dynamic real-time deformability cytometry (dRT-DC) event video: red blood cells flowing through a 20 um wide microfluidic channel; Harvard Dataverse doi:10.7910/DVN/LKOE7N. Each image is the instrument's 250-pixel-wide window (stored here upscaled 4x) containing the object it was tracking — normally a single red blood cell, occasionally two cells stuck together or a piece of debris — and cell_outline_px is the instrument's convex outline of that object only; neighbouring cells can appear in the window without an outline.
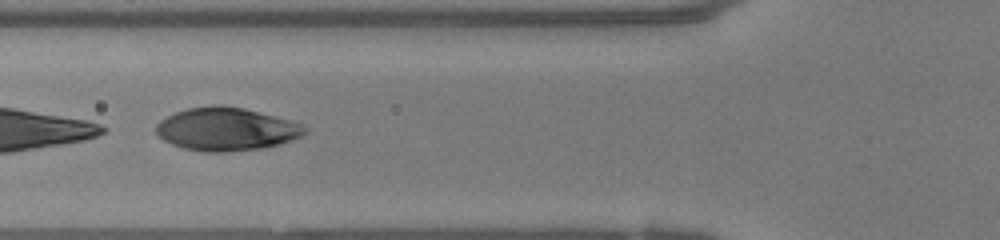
{"species": "human", "species_latin": "Homo sapiens", "temperature_condition": "warm", "stored_images_in_passage": 16, "camera_frame_rate_fps": 3000, "um_per_image_px": 0.085, "donor": {"sex": "female"}, "frame": {"image": 1, "passage_image": 10, "time_ms": 3.0, "image_size_px": [1000, 240], "cell_outline_px": [[308, 132], [292, 140], [280, 144], [264, 148], [224, 152], [204, 152], [184, 148], [172, 144], [164, 140], [156, 132], [156, 124], [160, 120], [176, 112], [188, 108], [212, 104], [220, 104], [244, 108], [292, 120], [308, 128]], "centroid_in_image_um": [19.26, 10.97], "position_along_channel_um": 106.5, "area_um2": 37.51}}
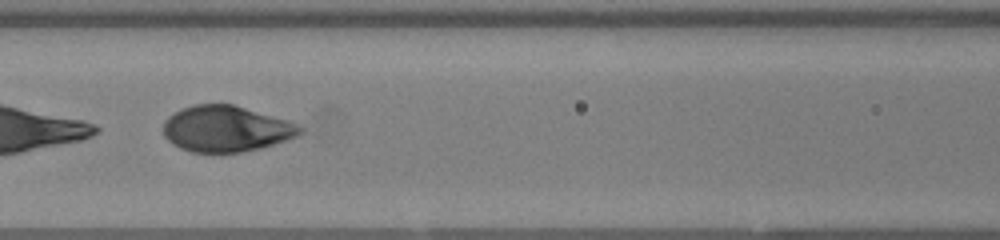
{"frame": {"image": 2, "passage_image": 13, "time_ms": 4.0, "image_size_px": [1000, 240], "cell_outline_px": [[304, 132], [296, 136], [260, 148], [240, 152], [192, 152], [180, 148], [172, 144], [164, 136], [164, 120], [168, 116], [184, 108], [196, 104], [232, 104], [288, 120], [304, 128]], "centroid_in_image_um": [19.21, 10.95], "position_along_channel_um": 147.4, "area_um2": 36.36}}